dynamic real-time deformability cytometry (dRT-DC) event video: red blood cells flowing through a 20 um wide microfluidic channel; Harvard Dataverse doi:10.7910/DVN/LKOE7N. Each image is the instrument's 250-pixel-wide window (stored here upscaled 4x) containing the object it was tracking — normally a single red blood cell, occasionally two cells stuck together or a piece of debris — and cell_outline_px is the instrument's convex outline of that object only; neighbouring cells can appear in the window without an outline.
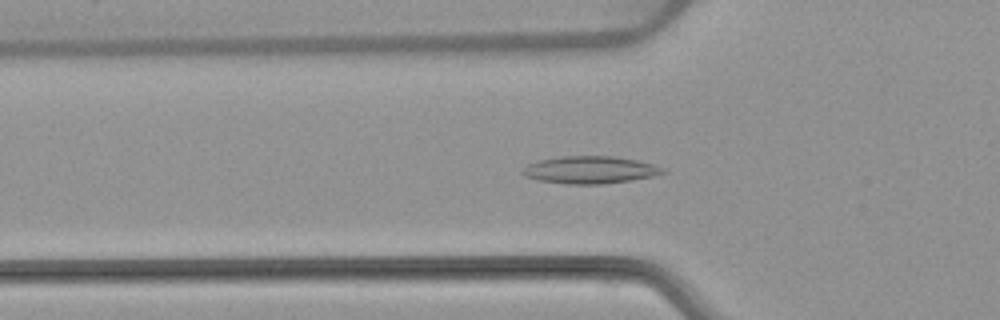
{"species": "common noctule bat (a hibernating species)", "species_latin": "Nyctalus noctula", "temperature_condition": "warm", "stored_images_in_passage": 54, "camera_frame_rate_fps": 3000, "um_per_image_px": 0.085, "animal": {"sex": "female", "body_mass_g": 22.7, "forearm_length_mm": 54.2}, "frame": {"image": 1, "passage_image": 18, "time_ms": 5.667, "image_size_px": [1000, 320], "cell_outline_px": [[668, 172], [652, 176], [632, 180], [600, 184], [568, 184], [540, 180], [524, 176], [520, 172], [528, 164], [536, 160], [564, 156], [612, 156], [636, 160], [652, 164], [664, 168]], "centroid_in_image_um": [50.14, 14.43], "position_along_channel_um": 75.7, "area_um2": 22.31}}
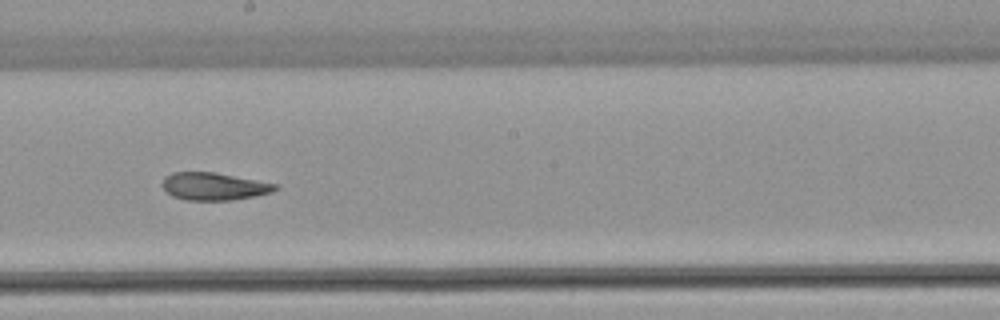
{"frame": {"image": 2, "passage_image": 30, "time_ms": 9.667, "image_size_px": [1000, 320], "cell_outline_px": [[280, 188], [272, 192], [256, 196], [232, 200], [188, 200], [172, 196], [160, 184], [164, 176], [172, 172], [216, 172], [280, 184]], "centroid_in_image_um": [18.22, 15.83], "position_along_channel_um": 230.0, "area_um2": 18.44}}
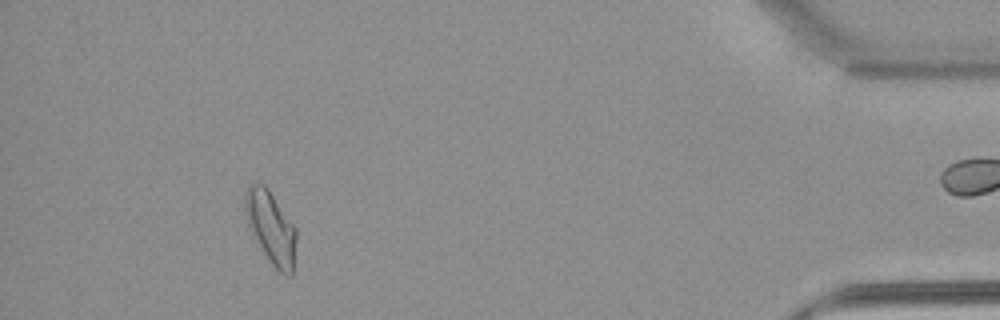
{"frame": {"image": 3, "passage_image": 49, "time_ms": 16.0, "image_size_px": [1000, 320], "cell_outline_px": [[296, 240], [292, 276], [288, 276], [280, 272], [272, 264], [264, 252], [252, 232], [244, 208], [244, 196], [248, 184], [264, 184], [268, 188], [296, 228]], "centroid_in_image_um": [23.04, 19.31], "position_along_channel_um": 412.2, "area_um2": 21.15}, "authors_computed_cell_mechanics": {"area_um2": 19.9699, "velocity_mm_per_s": 3.8564, "shape_relaxation_time_tau1_ms": null, "shape_relaxation_time_tau2_ms": 3.1851, "deformation_change_tau1": null, "deformation_change_tau2": 0.0985}}